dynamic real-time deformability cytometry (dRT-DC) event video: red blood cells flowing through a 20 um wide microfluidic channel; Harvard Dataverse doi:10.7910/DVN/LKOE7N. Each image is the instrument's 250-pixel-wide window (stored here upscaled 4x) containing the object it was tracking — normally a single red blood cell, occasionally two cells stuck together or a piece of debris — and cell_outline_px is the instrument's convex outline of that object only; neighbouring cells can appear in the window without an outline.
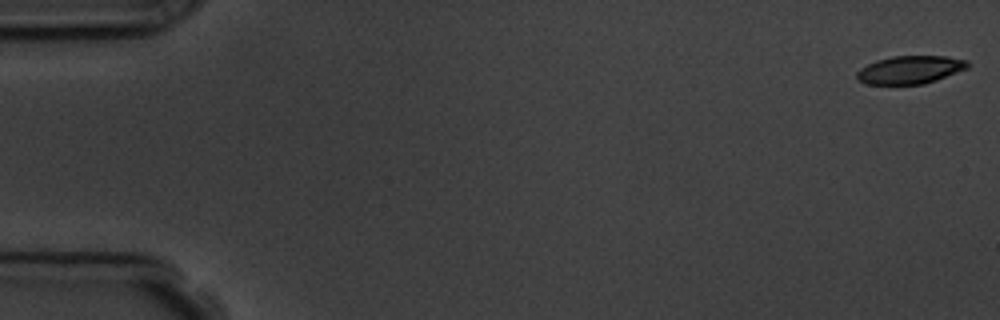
{"species": "common noctule bat (a hibernating species)", "species_latin": "Nyctalus noctula", "temperature_condition": "room temperature", "stored_images_in_passage": 5, "camera_frame_rate_fps": 3000, "um_per_image_px": 0.085, "animal": {"sex": "male", "body_mass_g": 19.5, "forearm_length_mm": 54.6}, "frame": {"image": 1, "passage_image": 1, "time_ms": 0.0, "image_size_px": [1000, 320], "cell_outline_px": [[968, 68], [936, 80], [924, 84], [868, 84], [856, 80], [856, 72], [860, 68], [876, 60], [892, 56], [948, 56], [968, 60]], "centroid_in_image_um": [77.34, 5.92], "position_along_channel_um": 7.7, "area_um2": 18.15}}
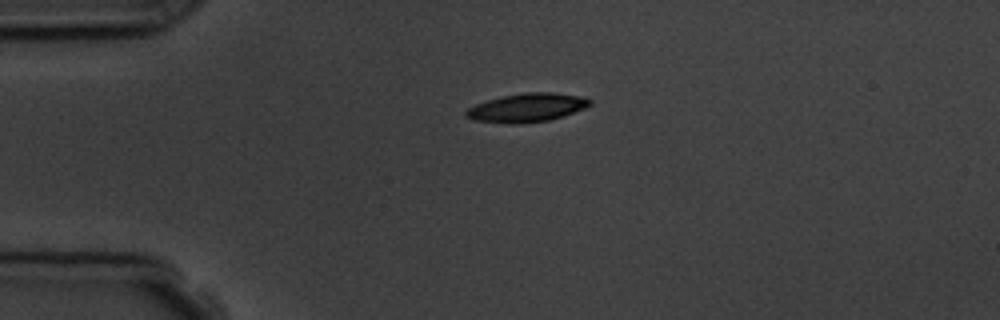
{"frame": {"image": 2, "passage_image": 4, "time_ms": 4.0, "image_size_px": [1000, 320], "cell_outline_px": [[592, 104], [584, 108], [564, 116], [548, 120], [520, 124], [508, 124], [472, 120], [464, 116], [464, 112], [468, 108], [476, 104], [488, 100], [504, 96], [528, 92], [552, 92], [580, 96], [592, 100]], "centroid_in_image_um": [44.77, 9.16], "position_along_channel_um": 40.2, "area_um2": 20.69}}